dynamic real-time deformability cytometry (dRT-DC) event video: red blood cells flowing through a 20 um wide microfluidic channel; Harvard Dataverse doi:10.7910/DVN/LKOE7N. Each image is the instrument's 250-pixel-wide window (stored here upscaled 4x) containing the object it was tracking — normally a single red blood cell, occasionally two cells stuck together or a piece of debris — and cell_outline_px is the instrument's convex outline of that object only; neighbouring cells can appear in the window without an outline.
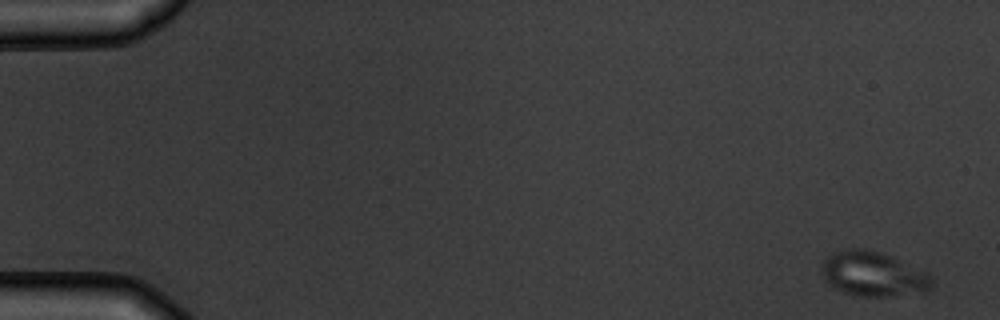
{"species": "common noctule bat (a hibernating species)", "species_latin": "Nyctalus noctula", "temperature_condition": "warm", "stored_images_in_passage": 5, "camera_frame_rate_fps": 3000, "um_per_image_px": 0.085, "animal": {"sex": "male", "body_mass_g": 19.5, "forearm_length_mm": 54.6}, "frame": {"image": 1, "passage_image": 1, "time_ms": 0.0, "image_size_px": [1000, 320], "cell_outline_px": [[932, 284], [928, 292], [884, 296], [860, 296], [844, 292], [828, 284], [824, 280], [820, 272], [824, 260], [828, 256], [844, 248], [864, 248], [880, 252], [892, 256], [928, 272], [932, 280]], "centroid_in_image_um": [74.22, 23.28], "position_along_channel_um": 10.8, "area_um2": 28.84}}